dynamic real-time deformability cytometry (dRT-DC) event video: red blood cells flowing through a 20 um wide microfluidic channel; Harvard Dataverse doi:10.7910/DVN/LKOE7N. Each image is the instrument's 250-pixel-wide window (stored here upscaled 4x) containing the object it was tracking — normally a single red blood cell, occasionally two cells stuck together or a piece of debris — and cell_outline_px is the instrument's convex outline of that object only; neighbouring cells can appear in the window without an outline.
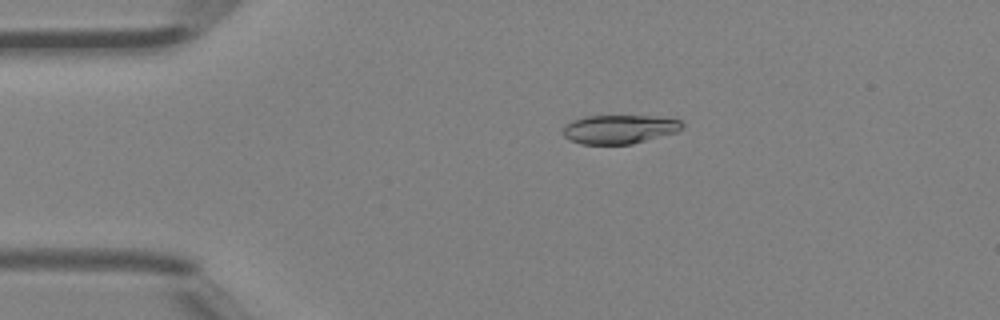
{"species": "Egyptian fruit bat (a non-hibernating species)", "species_latin": "Rousettus aegyptiacus", "temperature_condition": "room temperature", "stored_images_in_passage": 38, "camera_frame_rate_fps": 3000, "um_per_image_px": 0.085, "animal": {"sex": "female"}, "frame": {"image": 1, "passage_image": 2, "time_ms": 0.333, "image_size_px": [1000, 320], "cell_outline_px": [[684, 124], [676, 132], [632, 144], [580, 144], [564, 136], [564, 128], [572, 120], [584, 116], [652, 116], [680, 120]], "centroid_in_image_um": [52.64, 10.98], "position_along_channel_um": 32.4, "area_um2": 19.77}}
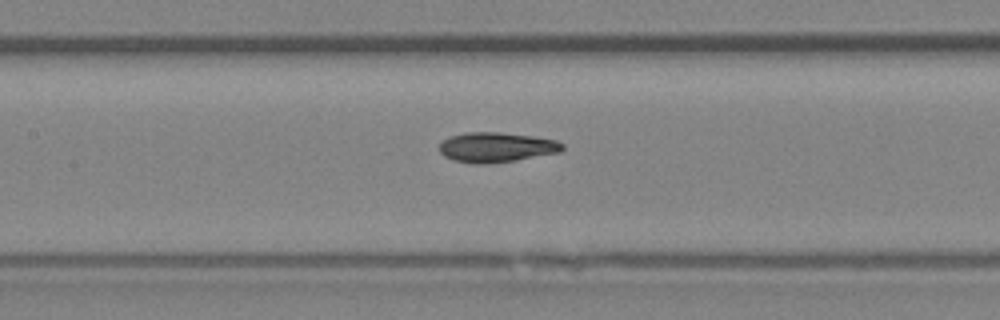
{"frame": {"image": 2, "passage_image": 14, "time_ms": 4.333, "image_size_px": [1000, 320], "cell_outline_px": [[564, 148], [560, 152], [516, 160], [488, 164], [472, 164], [452, 160], [444, 156], [440, 152], [440, 144], [448, 136], [464, 132], [496, 132], [532, 136], [556, 140], [564, 144]], "centroid_in_image_um": [42.17, 12.52], "position_along_channel_um": 165.2, "area_um2": 21.56}}
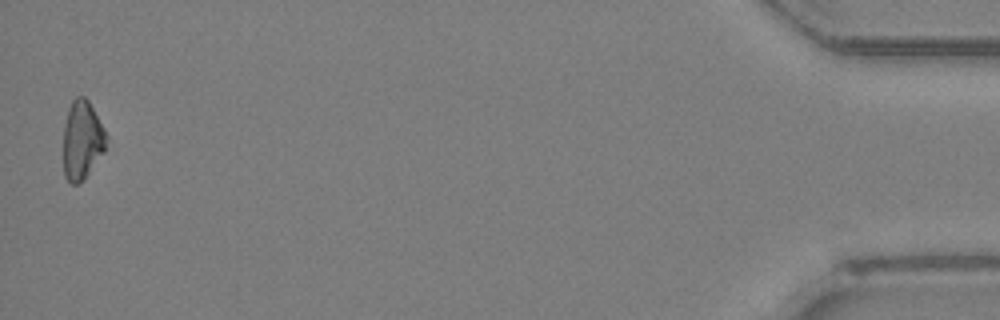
{"frame": {"image": 3, "passage_image": 38, "time_ms": 12.333, "image_size_px": [1000, 320], "cell_outline_px": [[108, 136], [104, 152], [84, 180], [76, 184], [72, 184], [64, 176], [64, 124], [68, 108], [72, 100], [76, 96], [84, 96], [88, 100]], "centroid_in_image_um": [6.98, 11.91], "position_along_channel_um": 428.2, "area_um2": 19.77}, "authors_computed_cell_mechanics": {"area_um2": 20.9814, "velocity_mm_per_s": 4.479, "shape_relaxation_time_tau1_ms": 6.2251, "shape_relaxation_time_tau2_ms": 1.2061, "deformation_change_tau1": 0.1568, "deformation_change_tau2": 0.0492}}